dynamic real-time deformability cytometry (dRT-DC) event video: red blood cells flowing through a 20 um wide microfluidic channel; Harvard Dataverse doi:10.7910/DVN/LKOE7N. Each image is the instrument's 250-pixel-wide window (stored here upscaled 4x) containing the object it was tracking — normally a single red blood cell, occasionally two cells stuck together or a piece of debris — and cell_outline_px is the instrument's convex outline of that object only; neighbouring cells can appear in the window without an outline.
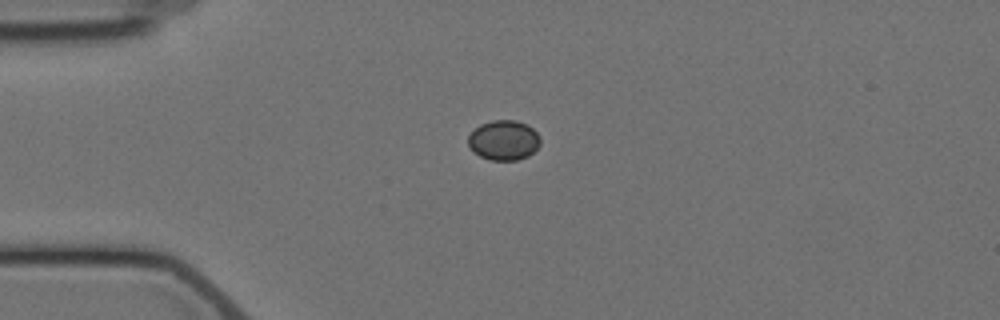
{"species": "Egyptian fruit bat (a non-hibernating species)", "species_latin": "Rousettus aegyptiacus", "temperature_condition": "cold", "stored_images_in_passage": 4, "camera_frame_rate_fps": 3000, "um_per_image_px": 0.085, "animal": {"sex": "female"}, "frame": {"image": 1, "passage_image": 4, "time_ms": 4.333, "image_size_px": [1000, 320], "cell_outline_px": [[540, 144], [528, 156], [516, 160], [488, 160], [472, 152], [468, 144], [468, 136], [480, 124], [492, 120], [516, 120], [528, 124], [540, 136]], "centroid_in_image_um": [42.81, 11.91], "position_along_channel_um": 42.2, "area_um2": 16.88}}